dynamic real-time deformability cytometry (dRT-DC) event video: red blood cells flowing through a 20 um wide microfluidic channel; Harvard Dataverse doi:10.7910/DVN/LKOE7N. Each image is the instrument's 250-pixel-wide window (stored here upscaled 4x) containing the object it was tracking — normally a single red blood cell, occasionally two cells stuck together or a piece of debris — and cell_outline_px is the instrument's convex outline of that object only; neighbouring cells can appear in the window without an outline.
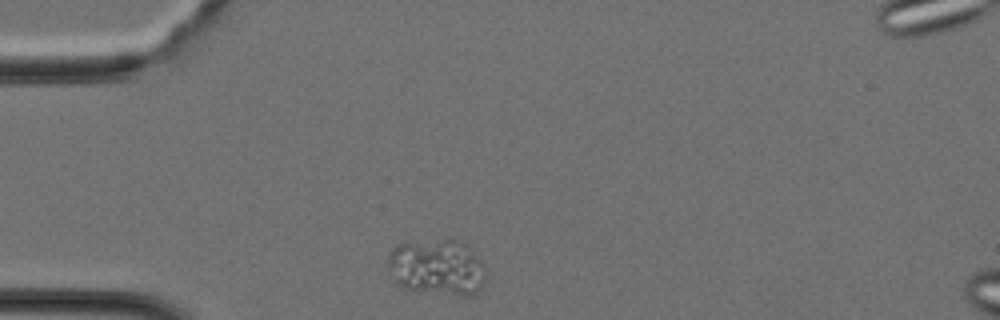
{"species": "Egyptian fruit bat (a non-hibernating species)", "species_latin": "Rousettus aegyptiacus", "temperature_condition": "cold", "stored_images_in_passage": 33, "camera_frame_rate_fps": 3000, "um_per_image_px": 0.085, "animal": {"sex": "female"}, "frame": {"image": 1, "passage_image": 1, "time_ms": 0.0, "image_size_px": [1000, 320], "cell_outline_px": [[488, 272], [484, 288], [472, 296], [460, 296], [404, 288], [396, 280], [388, 264], [388, 256], [392, 248], [396, 244], [444, 240], [460, 240], [480, 260]], "centroid_in_image_um": [37.23, 22.75], "position_along_channel_um": 47.8, "area_um2": 31.79}}
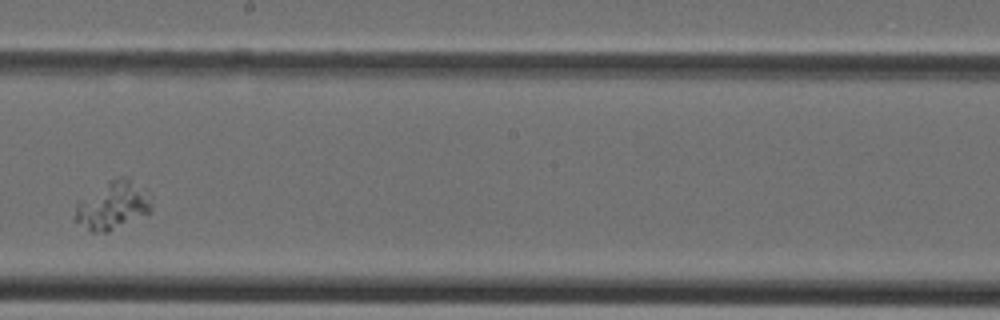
{"frame": {"image": 2, "passage_image": 14, "time_ms": 4.333, "image_size_px": [1000, 320], "cell_outline_px": [[152, 212], [108, 232], [92, 232], [72, 220], [76, 204], [80, 200], [108, 180], [116, 176], [128, 176], [152, 196]], "centroid_in_image_um": [9.59, 17.45], "position_along_channel_um": 238.6, "area_um2": 21.85}}
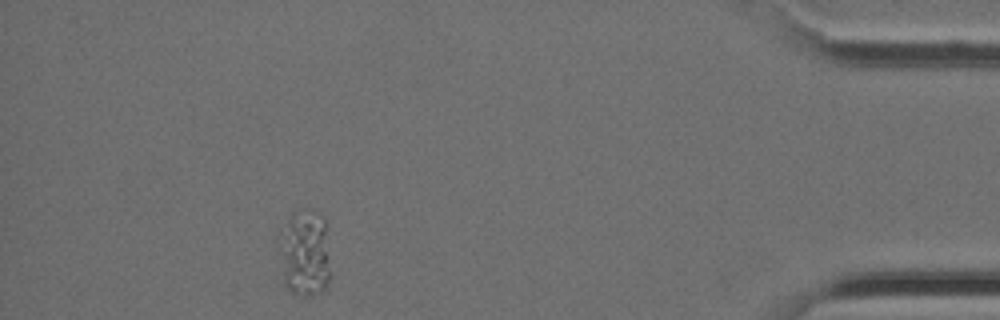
{"frame": {"image": 3, "passage_image": 28, "time_ms": 9.0, "image_size_px": [1000, 320], "cell_outline_px": [[328, 288], [312, 296], [292, 296], [284, 288], [276, 244], [276, 232], [292, 212], [296, 208], [312, 208], [324, 216], [328, 224]], "centroid_in_image_um": [25.83, 21.46], "position_along_channel_um": 409.4, "area_um2": 28.26}}